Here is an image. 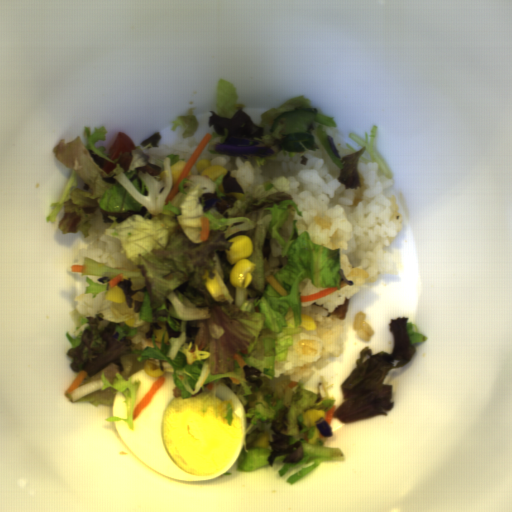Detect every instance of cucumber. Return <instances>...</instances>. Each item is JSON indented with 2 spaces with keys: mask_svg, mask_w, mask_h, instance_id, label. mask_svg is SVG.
Instances as JSON below:
<instances>
[{
  "mask_svg": "<svg viewBox=\"0 0 512 512\" xmlns=\"http://www.w3.org/2000/svg\"><path fill=\"white\" fill-rule=\"evenodd\" d=\"M314 115L311 112L303 110H292L278 115L273 119L271 130H275L283 125L280 134H296L306 132L309 128Z\"/></svg>",
  "mask_w": 512,
  "mask_h": 512,
  "instance_id": "1",
  "label": "cucumber"
}]
</instances>
